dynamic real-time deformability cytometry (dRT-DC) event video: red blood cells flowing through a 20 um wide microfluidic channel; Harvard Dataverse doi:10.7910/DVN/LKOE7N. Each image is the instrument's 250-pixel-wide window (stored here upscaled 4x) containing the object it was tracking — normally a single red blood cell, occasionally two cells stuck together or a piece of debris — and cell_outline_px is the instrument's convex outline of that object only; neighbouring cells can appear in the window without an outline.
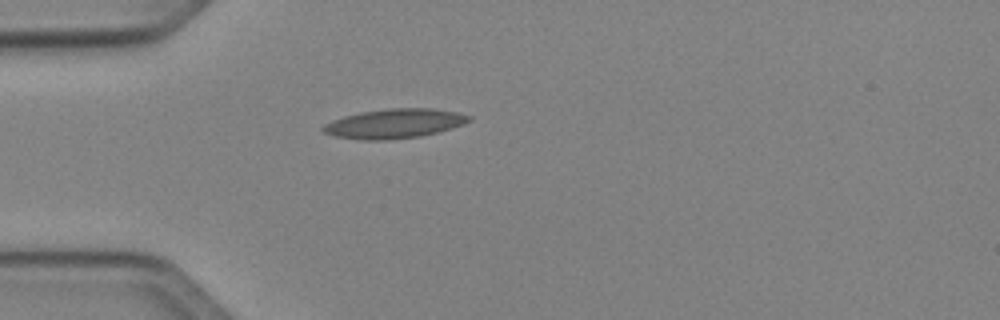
{"species": "Egyptian fruit bat (a non-hibernating species)", "species_latin": "Rousettus aegyptiacus", "temperature_condition": "cold", "stored_images_in_passage": 1, "camera_frame_rate_fps": 3000, "um_per_image_px": 0.085, "animal": {"sex": "female"}, "frame": {"image": 1, "passage_image": 1, "time_ms": 0.0, "image_size_px": [1000, 320], "cell_outline_px": [[472, 120], [464, 124], [452, 128], [420, 136], [388, 140], [360, 140], [336, 136], [324, 132], [320, 128], [324, 124], [332, 120], [344, 116], [360, 112], [388, 108], [432, 108], [456, 112], [472, 116]], "centroid_in_image_um": [33.52, 10.5], "position_along_channel_um": 51.5, "area_um2": 25.09}}